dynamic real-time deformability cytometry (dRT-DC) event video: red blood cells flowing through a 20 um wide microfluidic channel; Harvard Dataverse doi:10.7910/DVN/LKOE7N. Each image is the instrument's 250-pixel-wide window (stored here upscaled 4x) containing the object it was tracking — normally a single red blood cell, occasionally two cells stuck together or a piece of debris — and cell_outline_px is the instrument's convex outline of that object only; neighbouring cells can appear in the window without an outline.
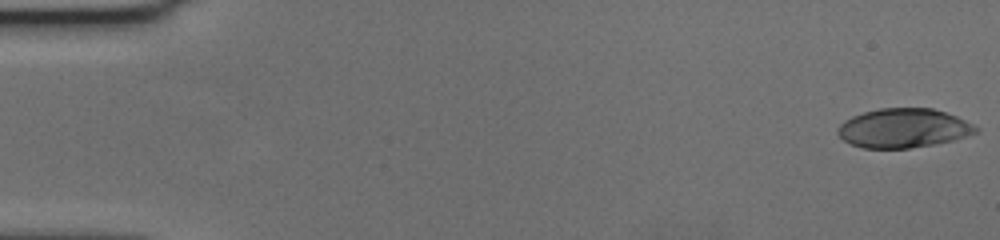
{"species": "human", "species_latin": "Homo sapiens", "temperature_condition": "cold", "stored_images_in_passage": 59, "camera_frame_rate_fps": 3000, "um_per_image_px": 0.085, "donor": {"sex": "female"}, "frame": {"image": 1, "passage_image": 1, "time_ms": 0.0, "image_size_px": [1000, 240], "cell_outline_px": [[980, 132], [952, 140], [936, 144], [908, 148], [864, 148], [852, 144], [844, 140], [836, 132], [836, 128], [844, 120], [852, 116], [864, 112], [880, 108], [932, 108], [956, 116], [980, 128]], "centroid_in_image_um": [76.79, 10.89], "position_along_channel_um": 8.2, "area_um2": 31.5}}
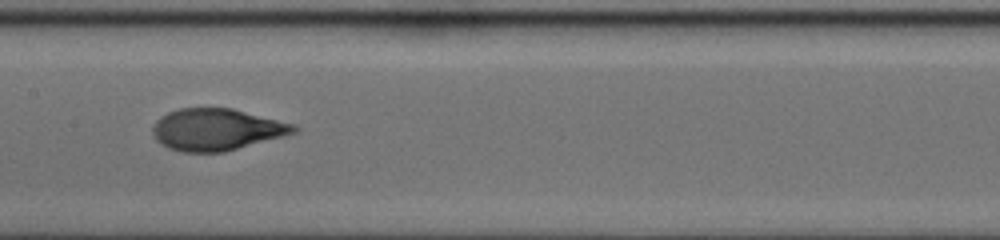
{"frame": {"image": 2, "passage_image": 30, "time_ms": 9.667, "image_size_px": [1000, 240], "cell_outline_px": [[300, 128], [296, 132], [224, 152], [180, 152], [168, 148], [160, 144], [152, 136], [152, 128], [156, 120], [160, 116], [168, 112], [180, 108], [232, 108], [296, 124]], "centroid_in_image_um": [18.38, 11.01], "position_along_channel_um": 189.0, "area_um2": 34.51}}
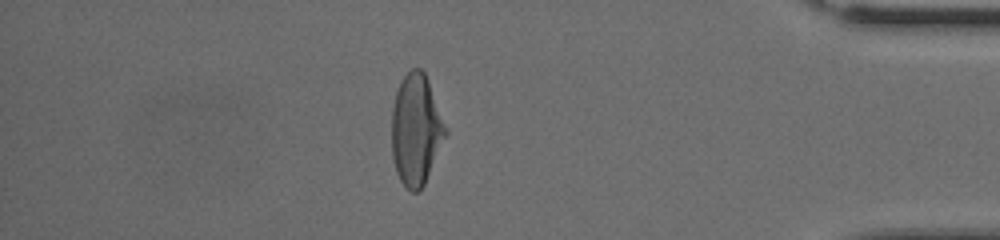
{"frame": {"image": 3, "passage_image": 51, "time_ms": 16.667, "image_size_px": [1000, 240], "cell_outline_px": [[448, 132], [424, 184], [420, 192], [412, 192], [400, 180], [396, 172], [392, 156], [392, 108], [396, 92], [400, 80], [412, 68], [420, 68], [424, 72], [428, 80]], "centroid_in_image_um": [35.35, 11.03], "position_along_channel_um": 399.8, "area_um2": 34.62}, "authors_computed_cell_mechanics": {"area_um2": 34.5066, "velocity_mm_per_s": 3.5422, "shape_relaxation_time_tau1_ms": 4.3997, "shape_relaxation_time_tau2_ms": 0.9123, "deformation_change_tau1": 0.1978, "deformation_change_tau2": 0.0621}}